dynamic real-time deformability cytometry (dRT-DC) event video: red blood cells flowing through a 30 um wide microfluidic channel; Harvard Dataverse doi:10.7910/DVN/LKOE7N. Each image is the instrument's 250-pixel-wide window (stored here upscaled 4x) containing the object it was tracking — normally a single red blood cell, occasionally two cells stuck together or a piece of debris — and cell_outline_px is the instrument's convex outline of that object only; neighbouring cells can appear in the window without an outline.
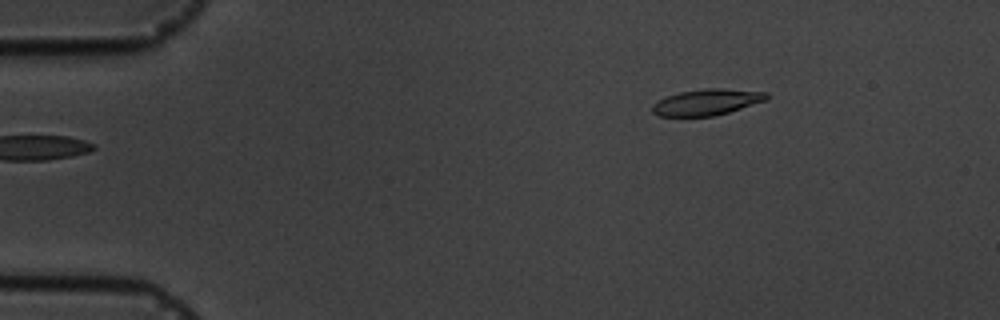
{"species": "common noctule bat (a hibernating species)", "species_latin": "Nyctalus noctula", "temperature_condition": "cold", "stored_images_in_passage": 3, "camera_frame_rate_fps": 3000, "um_per_image_px": 0.085, "animal": {"sex": "male", "body_mass_g": 19.5, "forearm_length_mm": 54.6}, "frame": {"image": 1, "passage_image": 3, "time_ms": 2.333, "image_size_px": [1000, 320], "cell_outline_px": [[768, 100], [728, 112], [712, 116], [660, 116], [652, 112], [652, 104], [668, 96], [680, 92], [704, 88], [720, 88], [768, 92]], "centroid_in_image_um": [60.11, 8.67], "position_along_channel_um": 24.9, "area_um2": 17.28}}